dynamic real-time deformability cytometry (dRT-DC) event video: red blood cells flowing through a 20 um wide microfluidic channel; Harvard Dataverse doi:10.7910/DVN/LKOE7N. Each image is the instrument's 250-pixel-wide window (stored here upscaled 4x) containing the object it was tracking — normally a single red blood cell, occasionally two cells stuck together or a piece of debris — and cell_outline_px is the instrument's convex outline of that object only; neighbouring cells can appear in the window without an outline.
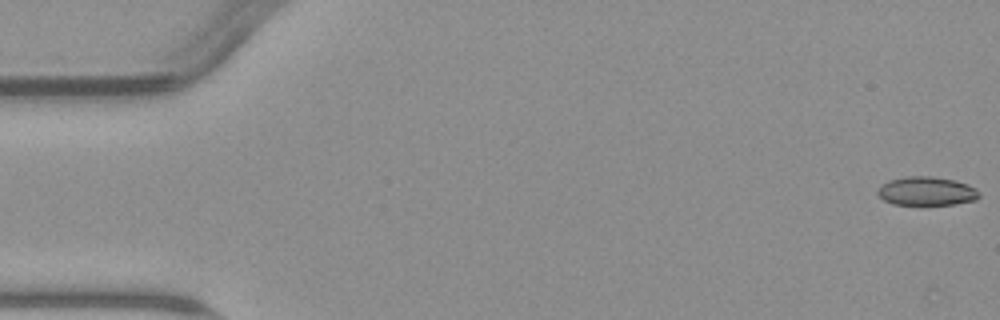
{"species": "common noctule bat (a hibernating species)", "species_latin": "Nyctalus noctula", "temperature_condition": "warm", "stored_images_in_passage": 5, "camera_frame_rate_fps": 3000, "um_per_image_px": 0.085, "animal": {"sex": "male", "body_mass_g": 23.1, "forearm_length_mm": 52.7}, "frame": {"image": 1, "passage_image": 1, "time_ms": 0.0, "image_size_px": [1000, 320], "cell_outline_px": [[980, 196], [976, 200], [956, 204], [920, 208], [892, 204], [884, 200], [876, 192], [888, 180], [908, 176], [932, 176], [952, 180], [968, 184], [976, 188], [980, 192]], "centroid_in_image_um": [78.78, 16.31], "position_along_channel_um": 6.2, "area_um2": 17.8}}